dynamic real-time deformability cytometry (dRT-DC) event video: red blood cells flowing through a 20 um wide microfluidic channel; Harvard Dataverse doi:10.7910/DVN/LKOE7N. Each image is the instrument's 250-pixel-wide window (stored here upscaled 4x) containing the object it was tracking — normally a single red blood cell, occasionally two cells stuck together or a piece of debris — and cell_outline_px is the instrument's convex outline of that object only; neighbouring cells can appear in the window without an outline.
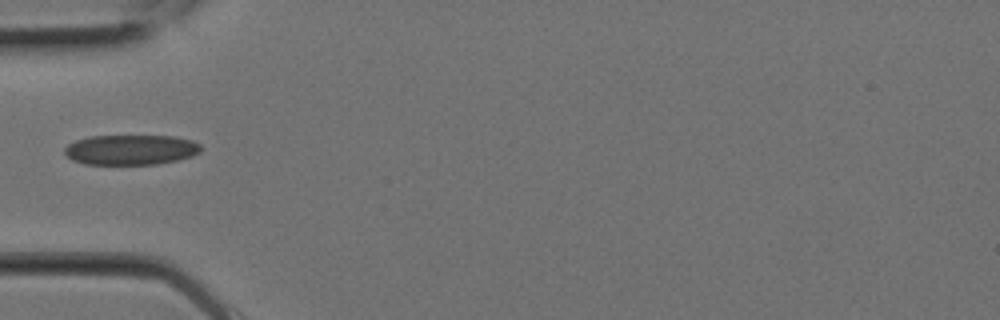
{"species": "Egyptian fruit bat (a non-hibernating species)", "species_latin": "Rousettus aegyptiacus", "temperature_condition": "room temperature", "stored_images_in_passage": 4, "camera_frame_rate_fps": 3000, "um_per_image_px": 0.085, "animal": {"sex": "female"}, "frame": {"image": 1, "passage_image": 1, "time_ms": 0.0, "image_size_px": [1000, 320], "cell_outline_px": [[204, 148], [200, 152], [192, 156], [176, 160], [156, 164], [84, 164], [72, 160], [64, 152], [64, 148], [68, 144], [76, 140], [88, 136], [176, 136], [192, 140], [200, 144]], "centroid_in_image_um": [11.14, 12.72], "position_along_channel_um": 73.9, "area_um2": 24.04}}
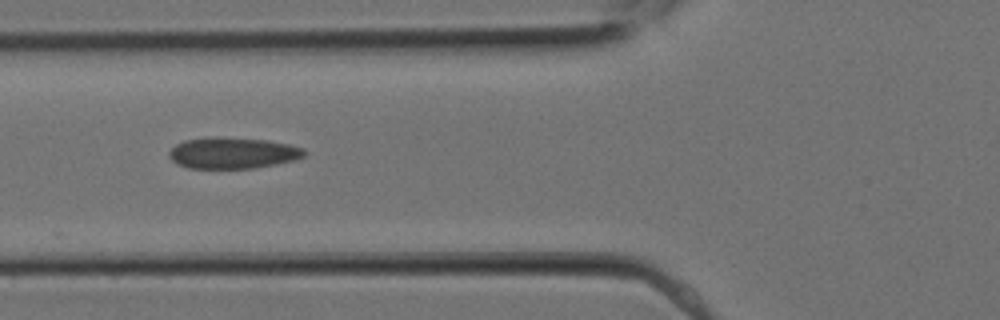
{"frame": {"image": 2, "passage_image": 2, "time_ms": 0.333, "image_size_px": [1000, 320], "cell_outline_px": [[304, 156], [292, 160], [276, 164], [252, 168], [188, 168], [176, 164], [168, 156], [168, 152], [176, 144], [184, 140], [208, 136], [216, 136], [268, 140], [288, 144], [304, 148]], "centroid_in_image_um": [19.72, 12.99], "position_along_channel_um": 106.1, "area_um2": 24.74}}
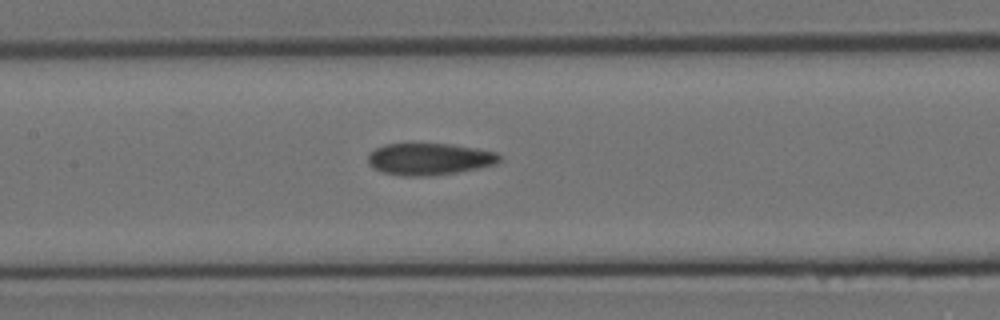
{"frame": {"image": 3, "passage_image": 4, "time_ms": 1.0, "image_size_px": [1000, 320], "cell_outline_px": [[500, 160], [496, 164], [456, 172], [428, 176], [400, 176], [384, 172], [372, 168], [368, 164], [368, 152], [384, 144], [452, 144], [476, 148], [496, 152], [500, 156]], "centroid_in_image_um": [36.45, 13.52], "position_along_channel_um": 170.9, "area_um2": 24.39}}